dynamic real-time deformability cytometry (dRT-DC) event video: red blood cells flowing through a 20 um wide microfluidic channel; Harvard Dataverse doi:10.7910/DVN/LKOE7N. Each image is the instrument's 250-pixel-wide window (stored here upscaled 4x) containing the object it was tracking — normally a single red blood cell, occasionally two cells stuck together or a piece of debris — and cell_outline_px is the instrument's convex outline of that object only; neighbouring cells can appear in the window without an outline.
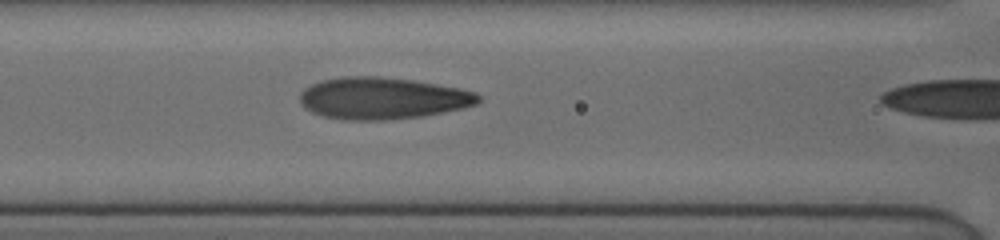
{"species": "human", "species_latin": "Homo sapiens", "temperature_condition": "cold", "stored_images_in_passage": 24, "camera_frame_rate_fps": 3000, "um_per_image_px": 0.085, "donor": {"sex": "female"}, "frame": {"image": 1, "passage_image": 23, "time_ms": 7.333, "image_size_px": [1000, 240], "cell_outline_px": [[480, 100], [476, 104], [464, 108], [420, 116], [384, 120], [344, 120], [324, 116], [312, 112], [304, 108], [300, 104], [300, 92], [304, 88], [320, 80], [344, 76], [380, 76], [412, 80], [460, 88], [476, 92], [480, 96]], "centroid_in_image_um": [32.48, 8.34], "position_along_channel_um": 134.1, "area_um2": 43.58}}